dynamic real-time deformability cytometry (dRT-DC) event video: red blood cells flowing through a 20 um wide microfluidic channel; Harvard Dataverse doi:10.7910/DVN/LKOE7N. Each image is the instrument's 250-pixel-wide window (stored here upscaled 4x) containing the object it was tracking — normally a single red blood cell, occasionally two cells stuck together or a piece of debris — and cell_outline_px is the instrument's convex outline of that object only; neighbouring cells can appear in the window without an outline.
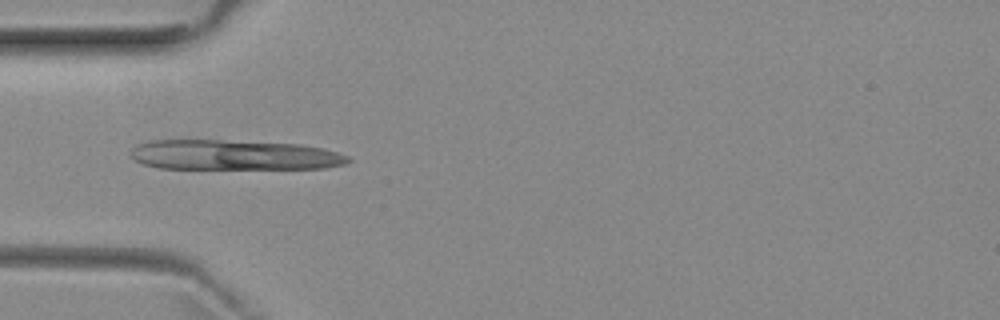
{"species": "common noctule bat (a hibernating species)", "species_latin": "Nyctalus noctula", "temperature_condition": "room temperature", "stored_images_in_passage": 4, "camera_frame_rate_fps": 3000, "um_per_image_px": 0.085, "animal": {"sex": "female", "body_mass_g": 29.2, "forearm_length_mm": 56.3}, "frame": {"image": 1, "passage_image": 4, "time_ms": 3.333, "image_size_px": [1000, 320], "cell_outline_px": [[352, 160], [344, 164], [324, 168], [160, 168], [144, 164], [136, 160], [132, 156], [132, 148], [136, 144], [148, 140], [220, 140], [300, 144], [324, 148], [348, 156]], "centroid_in_image_um": [19.89, 13.16], "position_along_channel_um": 65.1, "area_um2": 37.86}}